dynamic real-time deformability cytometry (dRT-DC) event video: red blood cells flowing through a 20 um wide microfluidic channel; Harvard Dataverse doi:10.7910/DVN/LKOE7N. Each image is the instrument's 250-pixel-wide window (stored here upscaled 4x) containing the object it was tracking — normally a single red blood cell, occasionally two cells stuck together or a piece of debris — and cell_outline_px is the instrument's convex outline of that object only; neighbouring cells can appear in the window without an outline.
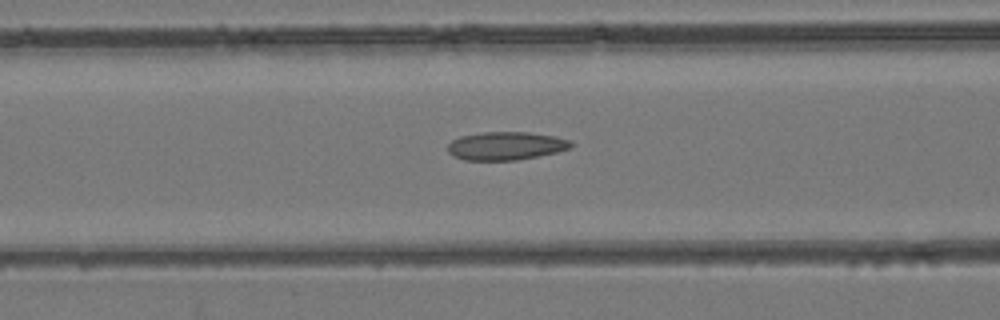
{"species": "common noctule bat (a hibernating species)", "species_latin": "Nyctalus noctula", "temperature_condition": "room temperature", "stored_images_in_passage": 33, "camera_frame_rate_fps": 3000, "um_per_image_px": 0.085, "animal": {"sex": "female", "body_mass_g": 24.6, "forearm_length_mm": 56.2}, "frame": {"image": 1, "passage_image": 12, "time_ms": 3.667, "image_size_px": [1000, 320], "cell_outline_px": [[572, 148], [556, 152], [516, 160], [464, 160], [452, 156], [448, 152], [448, 144], [452, 140], [460, 136], [484, 132], [528, 132], [556, 136], [568, 140], [572, 144]], "centroid_in_image_um": [42.97, 12.4], "position_along_channel_um": 123.6, "area_um2": 20.23}}
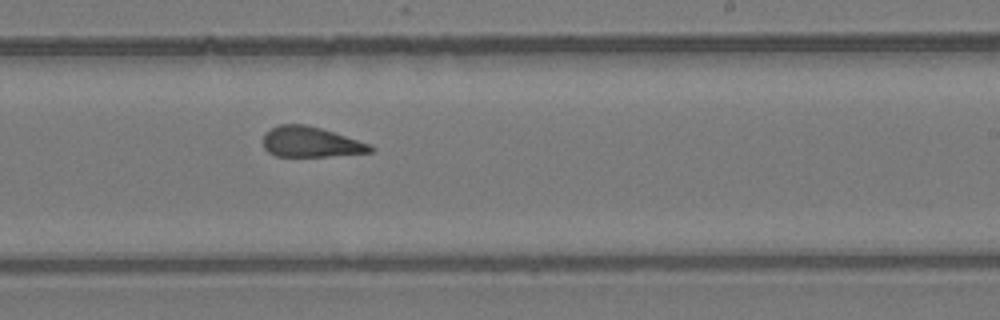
{"frame": {"image": 2, "passage_image": 22, "time_ms": 7.0, "image_size_px": [1000, 320], "cell_outline_px": [[376, 148], [372, 152], [328, 156], [276, 156], [268, 152], [264, 148], [264, 132], [280, 124], [304, 124], [320, 128], [372, 144]], "centroid_in_image_um": [26.43, 12.07], "position_along_channel_um": 262.6, "area_um2": 18.96}}
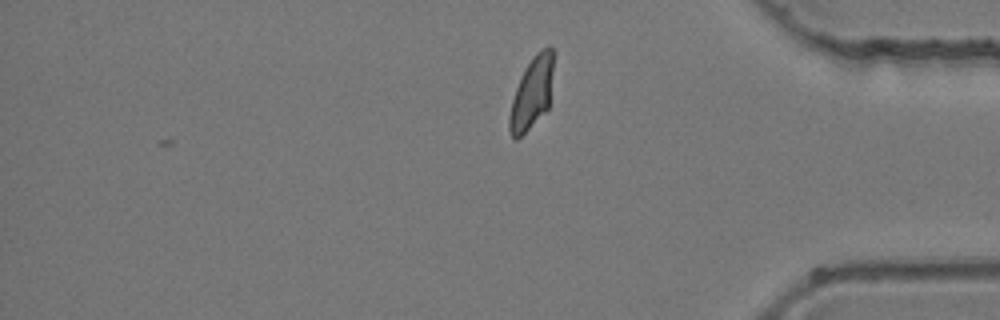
{"frame": {"image": 3, "passage_image": 33, "time_ms": 10.667, "image_size_px": [1000, 320], "cell_outline_px": [[552, 72], [548, 108], [516, 140], [512, 140], [508, 132], [508, 116], [512, 100], [516, 88], [532, 56], [540, 48], [552, 48]], "centroid_in_image_um": [45.16, 7.96], "position_along_channel_um": 390.0, "area_um2": 17.92}}